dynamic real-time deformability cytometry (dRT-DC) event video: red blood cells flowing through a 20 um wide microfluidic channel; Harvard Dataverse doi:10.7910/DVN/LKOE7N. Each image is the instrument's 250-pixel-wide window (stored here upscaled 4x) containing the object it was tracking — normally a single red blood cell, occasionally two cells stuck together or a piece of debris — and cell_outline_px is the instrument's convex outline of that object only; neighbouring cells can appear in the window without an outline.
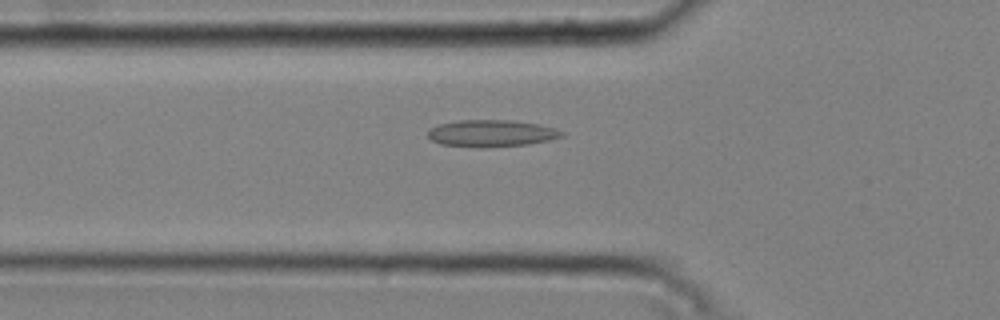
{"species": "common noctule bat (a hibernating species)", "species_latin": "Nyctalus noctula", "temperature_condition": "cold", "stored_images_in_passage": 31, "camera_frame_rate_fps": 3000, "um_per_image_px": 0.085, "animal": {"sex": "male", "body_mass_g": 20.4}, "frame": {"image": 1, "passage_image": 2, "time_ms": 0.333, "image_size_px": [1000, 320], "cell_outline_px": [[564, 136], [548, 140], [528, 144], [440, 144], [432, 140], [428, 136], [428, 132], [432, 128], [440, 124], [460, 120], [512, 120], [536, 124], [556, 128], [564, 132]], "centroid_in_image_um": [41.83, 11.27], "position_along_channel_um": 84.0, "area_um2": 19.59}}
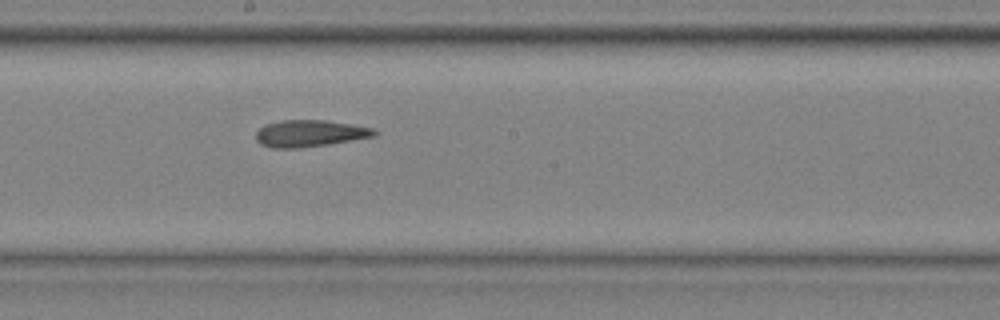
{"frame": {"image": 2, "passage_image": 13, "time_ms": 4.0, "image_size_px": [1000, 320], "cell_outline_px": [[376, 136], [328, 144], [300, 148], [272, 148], [260, 144], [256, 140], [256, 132], [264, 124], [284, 120], [328, 120], [352, 124], [372, 128], [376, 132]], "centroid_in_image_um": [26.3, 11.34], "position_along_channel_um": 221.9, "area_um2": 18.5}}
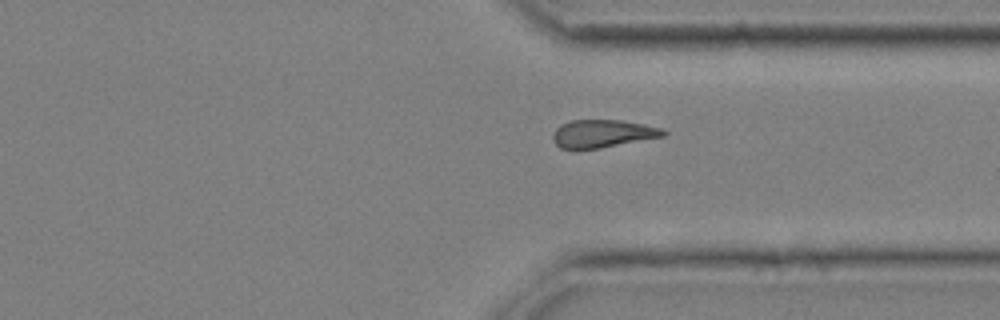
{"frame": {"image": 3, "passage_image": 24, "time_ms": 7.667, "image_size_px": [1000, 320], "cell_outline_px": [[668, 132], [664, 136], [600, 148], [560, 148], [552, 140], [552, 136], [556, 128], [560, 124], [572, 120], [620, 120], [644, 124], [664, 128]], "centroid_in_image_um": [51.24, 11.34], "position_along_channel_um": 360.2, "area_um2": 17.86}}